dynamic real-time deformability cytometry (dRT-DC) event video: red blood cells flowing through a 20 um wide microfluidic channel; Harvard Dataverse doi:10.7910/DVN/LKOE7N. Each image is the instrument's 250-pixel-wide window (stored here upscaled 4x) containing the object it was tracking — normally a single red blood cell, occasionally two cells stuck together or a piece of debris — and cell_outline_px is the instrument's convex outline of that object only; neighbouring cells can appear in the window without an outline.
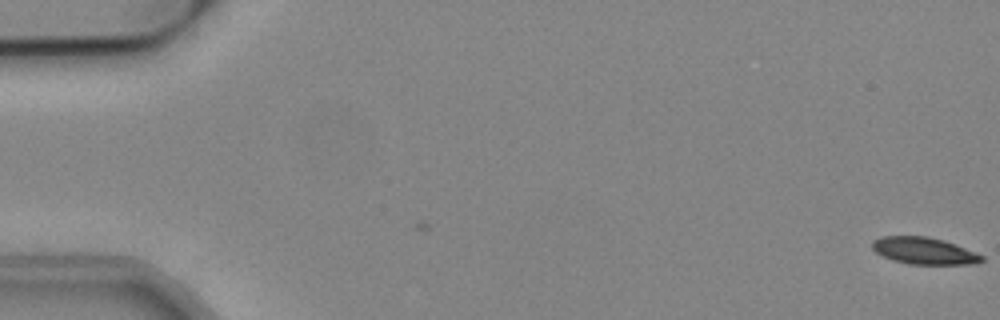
{"species": "common noctule bat (a hibernating species)", "species_latin": "Nyctalus noctula", "temperature_condition": "cold", "stored_images_in_passage": 2, "camera_frame_rate_fps": 3000, "um_per_image_px": 0.085, "animal": {"sex": "male", "body_mass_g": 19.2, "forearm_length_mm": 51.8}, "frame": {"image": 1, "passage_image": 2, "time_ms": 0.333, "image_size_px": [1000, 320], "cell_outline_px": [[984, 260], [976, 264], [908, 264], [892, 260], [876, 252], [872, 248], [872, 240], [880, 236], [928, 236], [944, 240], [984, 256]], "centroid_in_image_um": [78.52, 21.31], "position_along_channel_um": 6.5, "area_um2": 17.17}}